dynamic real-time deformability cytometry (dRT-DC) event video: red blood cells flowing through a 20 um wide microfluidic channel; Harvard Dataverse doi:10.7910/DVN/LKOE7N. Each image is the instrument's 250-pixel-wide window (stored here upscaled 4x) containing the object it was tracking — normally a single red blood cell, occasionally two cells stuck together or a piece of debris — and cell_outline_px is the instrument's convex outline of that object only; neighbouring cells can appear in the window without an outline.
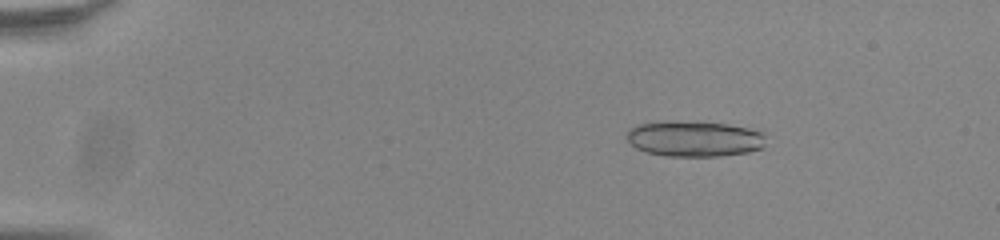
{"species": "common noctule bat (a hibernating species)", "species_latin": "Nyctalus noctula", "temperature_condition": "room temperature", "stored_images_in_passage": 28, "camera_frame_rate_fps": 3000, "um_per_image_px": 0.085, "animal": {"sex": "male", "body_mass_g": 20.0, "forearm_length_mm": 53.3}, "frame": {"image": 1, "passage_image": 9, "time_ms": 2.667, "image_size_px": [1000, 240], "cell_outline_px": [[764, 148], [748, 152], [720, 156], [668, 156], [648, 152], [636, 148], [628, 140], [628, 128], [636, 124], [664, 120], [696, 120], [764, 128]], "centroid_in_image_um": [59.1, 11.74], "position_along_channel_um": 25.9, "area_um2": 30.06}}